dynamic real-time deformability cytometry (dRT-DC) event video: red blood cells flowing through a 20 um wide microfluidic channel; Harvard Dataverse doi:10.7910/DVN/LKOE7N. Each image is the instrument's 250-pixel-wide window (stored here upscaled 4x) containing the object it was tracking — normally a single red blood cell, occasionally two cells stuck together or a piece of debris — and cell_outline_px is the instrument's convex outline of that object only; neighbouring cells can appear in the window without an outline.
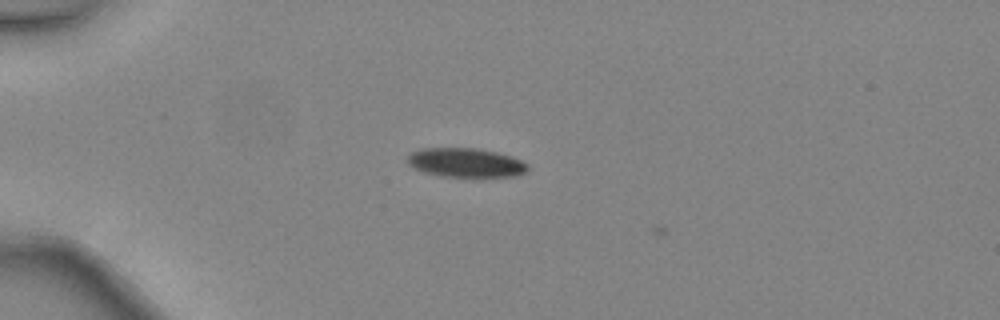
{"species": "common noctule bat (a hibernating species)", "species_latin": "Nyctalus noctula", "temperature_condition": "warm", "stored_images_in_passage": 2, "camera_frame_rate_fps": 3000, "um_per_image_px": 0.085, "animal": {"sex": "female", "body_mass_g": 24.6, "forearm_length_mm": 56.2}, "frame": {"image": 1, "passage_image": 1, "time_ms": 0.0, "image_size_px": [1000, 320], "cell_outline_px": [[528, 172], [516, 176], [440, 176], [424, 172], [412, 168], [408, 164], [408, 156], [412, 152], [420, 148], [480, 148], [512, 156], [528, 164]], "centroid_in_image_um": [39.59, 13.82], "position_along_channel_um": 45.4, "area_um2": 20.46}}